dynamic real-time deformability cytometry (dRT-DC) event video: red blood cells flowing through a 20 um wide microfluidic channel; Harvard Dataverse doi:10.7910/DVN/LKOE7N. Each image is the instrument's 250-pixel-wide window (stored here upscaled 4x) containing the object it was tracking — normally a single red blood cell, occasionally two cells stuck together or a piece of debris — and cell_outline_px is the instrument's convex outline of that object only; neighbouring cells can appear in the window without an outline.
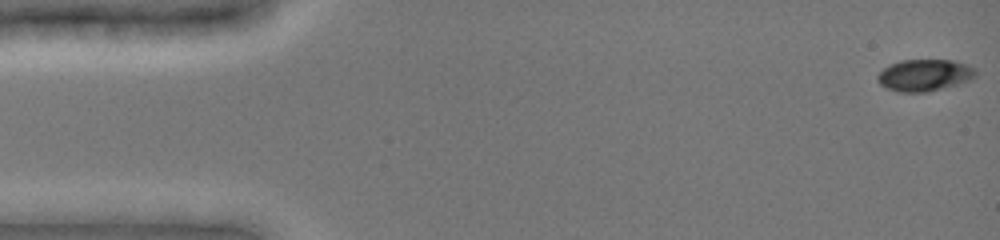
{"species": "common noctule bat (a hibernating species)", "species_latin": "Nyctalus noctula", "temperature_condition": "cold", "stored_images_in_passage": 23, "camera_frame_rate_fps": 3000, "um_per_image_px": 0.085, "animal": {"sex": "female", "body_mass_g": 19.0, "forearm_length_mm": 51.5}, "frame": {"image": 1, "passage_image": 1, "time_ms": 0.0, "image_size_px": [1000, 240], "cell_outline_px": [[976, 76], [968, 80], [956, 84], [928, 92], [896, 92], [880, 84], [876, 80], [876, 76], [884, 68], [900, 60], [956, 60], [968, 64], [976, 68]], "centroid_in_image_um": [78.59, 6.38], "position_along_channel_um": 6.4, "area_um2": 18.21}}
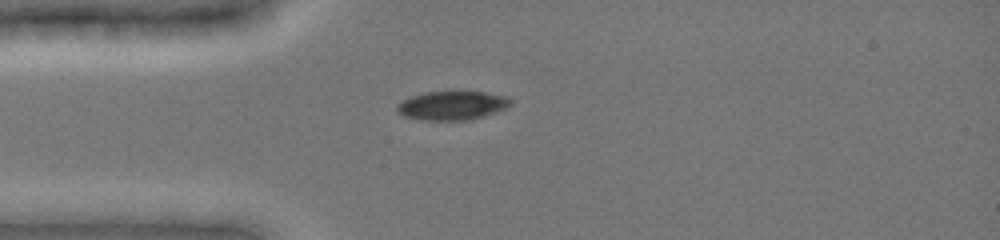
{"frame": {"image": 2, "passage_image": 19, "time_ms": 4.0, "image_size_px": [1000, 240], "cell_outline_px": [[512, 104], [496, 112], [468, 120], [420, 120], [404, 116], [396, 112], [396, 104], [412, 96], [424, 92], [484, 92], [508, 96], [512, 100]], "centroid_in_image_um": [38.41, 8.97], "position_along_channel_um": 46.6, "area_um2": 19.07}}